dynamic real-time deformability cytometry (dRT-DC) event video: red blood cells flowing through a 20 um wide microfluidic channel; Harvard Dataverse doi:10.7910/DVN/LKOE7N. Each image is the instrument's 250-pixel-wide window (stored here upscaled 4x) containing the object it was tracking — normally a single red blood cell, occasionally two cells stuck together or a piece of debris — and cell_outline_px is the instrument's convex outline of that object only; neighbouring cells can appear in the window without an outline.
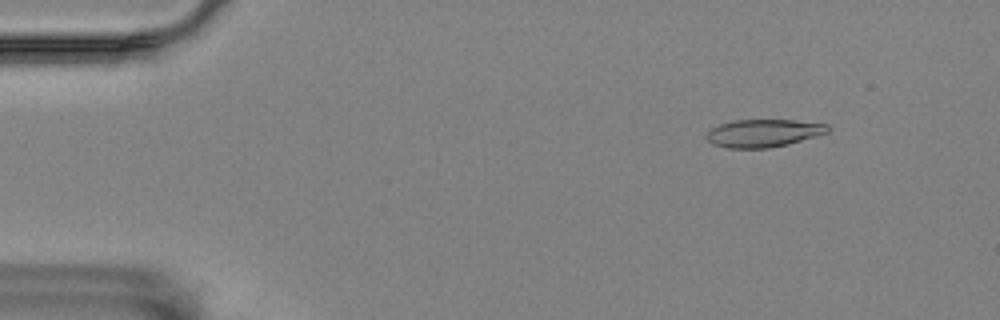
{"species": "Egyptian fruit bat (a non-hibernating species)", "species_latin": "Rousettus aegyptiacus", "temperature_condition": "room temperature", "stored_images_in_passage": 57, "camera_frame_rate_fps": 3000, "um_per_image_px": 0.085, "animal": {"sex": "female"}, "frame": {"image": 1, "passage_image": 7, "time_ms": 2.0, "image_size_px": [1000, 320], "cell_outline_px": [[828, 132], [816, 136], [788, 144], [768, 148], [728, 148], [712, 144], [704, 136], [712, 128], [720, 124], [732, 120], [792, 120], [828, 124]], "centroid_in_image_um": [64.86, 11.32], "position_along_channel_um": 20.1, "area_um2": 19.54}}
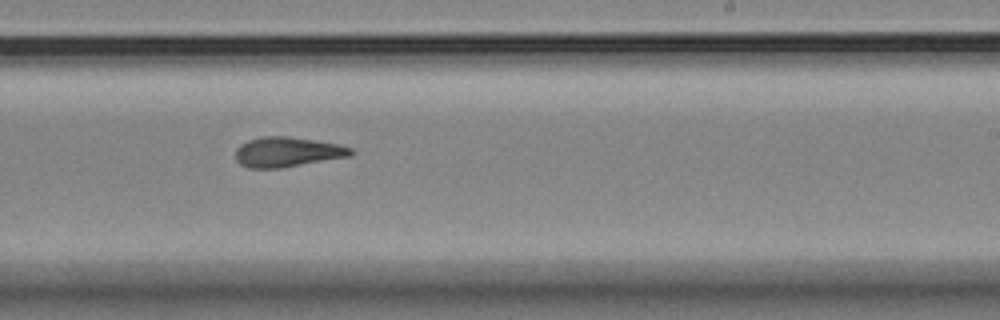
{"frame": {"image": 2, "passage_image": 35, "time_ms": 11.333, "image_size_px": [1000, 320], "cell_outline_px": [[356, 152], [352, 156], [280, 168], [248, 168], [240, 164], [236, 160], [236, 148], [240, 144], [248, 140], [264, 136], [288, 136], [316, 140], [340, 144], [352, 148]], "centroid_in_image_um": [24.46, 12.91], "position_along_channel_um": 264.5, "area_um2": 20.35}}
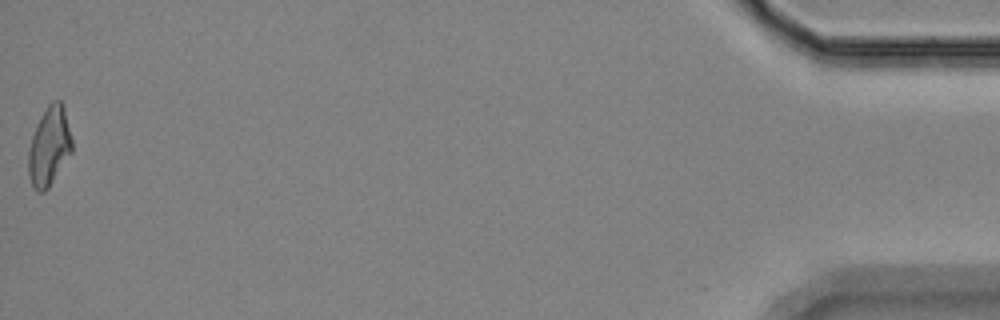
{"frame": {"image": 3, "passage_image": 57, "time_ms": 18.667, "image_size_px": [1000, 320], "cell_outline_px": [[72, 152], [48, 188], [44, 192], [36, 192], [32, 188], [28, 172], [28, 148], [36, 124], [40, 116], [48, 104], [52, 100], [60, 100], [64, 104], [72, 140]], "centroid_in_image_um": [4.17, 12.43], "position_along_channel_um": 431.0, "area_um2": 20.35}, "authors_computed_cell_mechanics": {"area_um2": 20.1144, "velocity_mm_per_s": 3.5339, "shape_relaxation_time_tau1_ms": 11.1343, "shape_relaxation_time_tau2_ms": 4.6879, "deformation_change_tau1": 0.244, "deformation_change_tau2": 0.1505}}